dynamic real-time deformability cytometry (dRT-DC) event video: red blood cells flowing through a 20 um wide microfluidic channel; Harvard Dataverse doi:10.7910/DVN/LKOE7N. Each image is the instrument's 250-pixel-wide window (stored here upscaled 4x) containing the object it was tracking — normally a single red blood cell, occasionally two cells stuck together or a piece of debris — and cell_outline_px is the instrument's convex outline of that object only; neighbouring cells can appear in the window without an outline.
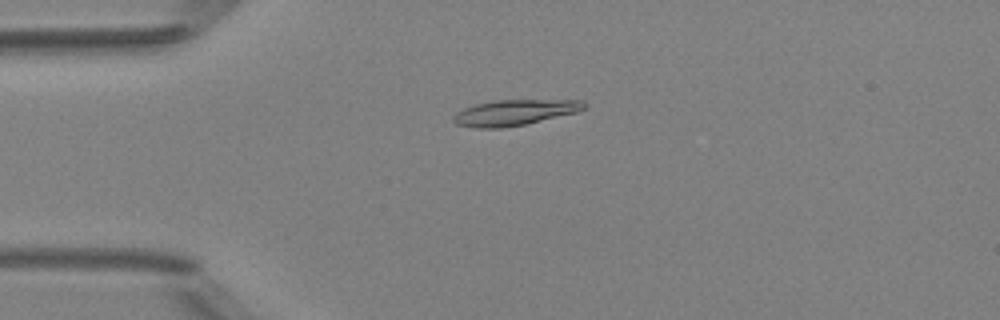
{"species": "Egyptian fruit bat (a non-hibernating species)", "species_latin": "Rousettus aegyptiacus", "temperature_condition": "room temperature", "stored_images_in_passage": 3, "camera_frame_rate_fps": 3000, "um_per_image_px": 0.085, "animal": {"sex": "female"}, "frame": {"image": 1, "passage_image": 3, "time_ms": 2.0, "image_size_px": [1000, 320], "cell_outline_px": [[588, 108], [576, 112], [524, 124], [500, 128], [476, 128], [456, 124], [452, 120], [452, 116], [456, 112], [464, 108], [476, 104], [492, 100], [584, 100], [588, 104]], "centroid_in_image_um": [43.74, 9.55], "position_along_channel_um": 41.3, "area_um2": 19.59}}